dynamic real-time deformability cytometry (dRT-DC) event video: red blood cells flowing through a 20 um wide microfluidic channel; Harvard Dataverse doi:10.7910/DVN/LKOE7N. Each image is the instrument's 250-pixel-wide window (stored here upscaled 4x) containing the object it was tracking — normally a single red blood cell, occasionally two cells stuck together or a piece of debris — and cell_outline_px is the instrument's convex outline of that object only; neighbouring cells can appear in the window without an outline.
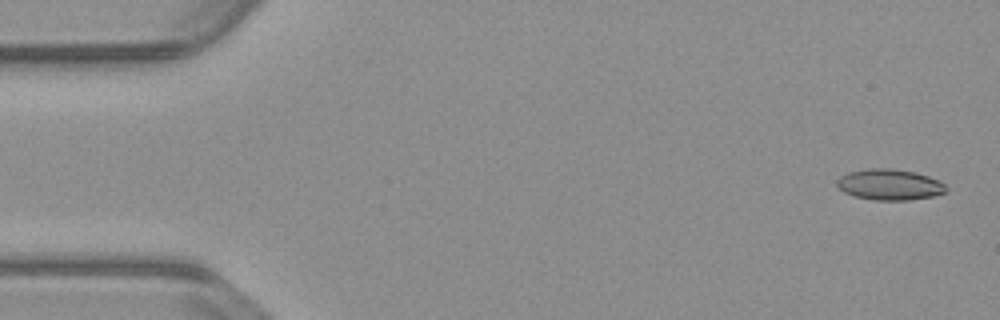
{"species": "common noctule bat (a hibernating species)", "species_latin": "Nyctalus noctula", "temperature_condition": "warm", "stored_images_in_passage": 54, "camera_frame_rate_fps": 3000, "um_per_image_px": 0.085, "animal": {"sex": "male", "body_mass_g": 23.1, "forearm_length_mm": 52.7}, "frame": {"image": 1, "passage_image": 2, "time_ms": 0.333, "image_size_px": [1000, 320], "cell_outline_px": [[948, 188], [944, 192], [932, 196], [908, 200], [872, 200], [856, 196], [844, 192], [836, 184], [836, 180], [840, 176], [848, 172], [868, 168], [892, 168], [916, 172], [928, 176], [944, 184]], "centroid_in_image_um": [75.59, 15.68], "position_along_channel_um": 9.4, "area_um2": 19.59}}
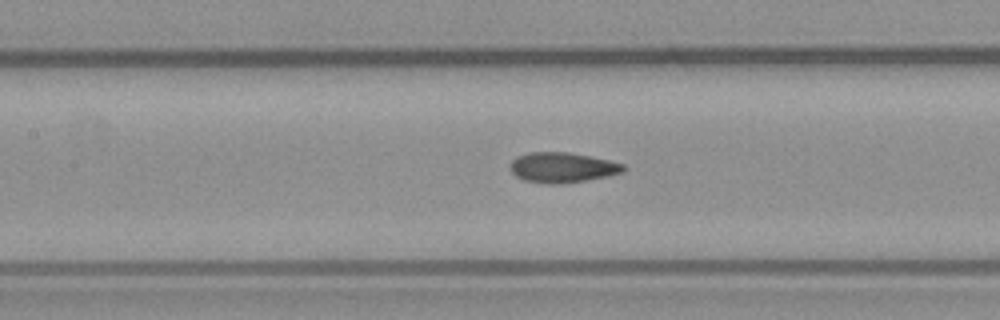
{"frame": {"image": 2, "passage_image": 24, "time_ms": 7.667, "image_size_px": [1000, 320], "cell_outline_px": [[628, 168], [624, 172], [608, 176], [560, 184], [548, 184], [524, 180], [516, 176], [512, 172], [512, 160], [516, 156], [528, 152], [568, 152], [592, 156], [624, 164]], "centroid_in_image_um": [47.83, 14.23], "position_along_channel_um": 159.6, "area_um2": 19.94}}
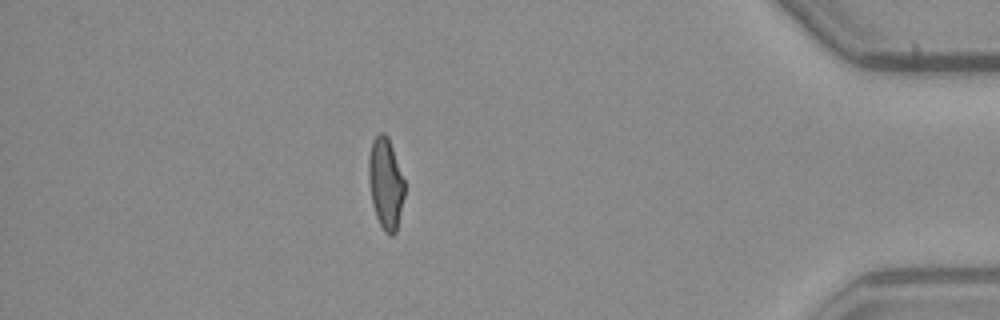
{"frame": {"image": 3, "passage_image": 47, "time_ms": 15.333, "image_size_px": [1000, 320], "cell_outline_px": [[404, 196], [396, 232], [392, 236], [388, 236], [384, 232], [376, 216], [372, 204], [368, 180], [368, 156], [372, 140], [380, 132], [384, 132], [388, 136], [404, 180]], "centroid_in_image_um": [32.76, 15.59], "position_along_channel_um": 402.4, "area_um2": 19.19}, "authors_computed_cell_mechanics": {"area_um2": 19.6231, "velocity_mm_per_s": 3.8163, "shape_relaxation_time_tau1_ms": 7.2737, "shape_relaxation_time_tau2_ms": 1.4519, "deformation_change_tau1": 0.1693, "deformation_change_tau2": 0.0684}}